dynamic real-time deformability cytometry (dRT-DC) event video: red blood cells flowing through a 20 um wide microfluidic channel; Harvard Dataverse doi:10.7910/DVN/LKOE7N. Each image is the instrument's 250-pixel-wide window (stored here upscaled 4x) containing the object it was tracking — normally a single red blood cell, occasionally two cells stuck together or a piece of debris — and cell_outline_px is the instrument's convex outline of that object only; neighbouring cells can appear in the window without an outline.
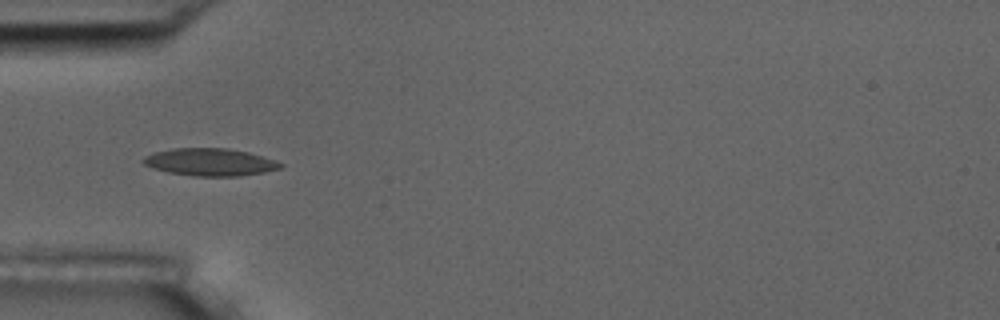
{"species": "common noctule bat (a hibernating species)", "species_latin": "Nyctalus noctula", "temperature_condition": "room temperature", "stored_images_in_passage": 3, "camera_frame_rate_fps": 3000, "um_per_image_px": 0.085, "animal": {"sex": "male", "body_mass_g": 17.5, "forearm_length_mm": 52.3}, "frame": {"image": 1, "passage_image": 2, "time_ms": 1.0, "image_size_px": [1000, 320], "cell_outline_px": [[284, 164], [280, 168], [264, 172], [240, 176], [196, 176], [168, 172], [144, 164], [140, 160], [144, 156], [152, 152], [172, 148], [228, 148], [248, 152]], "centroid_in_image_um": [17.8, 13.77], "position_along_channel_um": 67.2, "area_um2": 21.79}}